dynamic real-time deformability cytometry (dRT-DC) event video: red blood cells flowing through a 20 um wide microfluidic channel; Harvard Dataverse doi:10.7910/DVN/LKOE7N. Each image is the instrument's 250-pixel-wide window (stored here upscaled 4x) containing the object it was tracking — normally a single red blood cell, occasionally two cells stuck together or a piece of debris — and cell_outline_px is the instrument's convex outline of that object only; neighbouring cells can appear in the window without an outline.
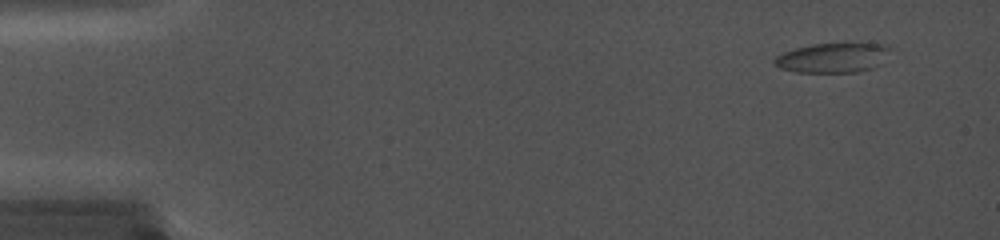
{"species": "common noctule bat (a hibernating species)", "species_latin": "Nyctalus noctula", "temperature_condition": "cold", "stored_images_in_passage": 82, "camera_frame_rate_fps": 5000, "um_per_image_px": 0.085, "animal": {"sex": "female", "body_mass_g": 19.0, "forearm_length_mm": 56.7}, "frame": {"image": 1, "passage_image": 7, "time_ms": 1.2, "image_size_px": [1000, 240], "cell_outline_px": [[892, 48], [884, 64], [872, 68], [852, 72], [800, 72], [780, 68], [772, 64], [772, 60], [776, 56], [784, 52], [796, 48], [812, 44], [844, 40], [848, 40], [888, 44]], "centroid_in_image_um": [70.9, 4.84], "position_along_channel_um": 14.1, "area_um2": 21.27}}
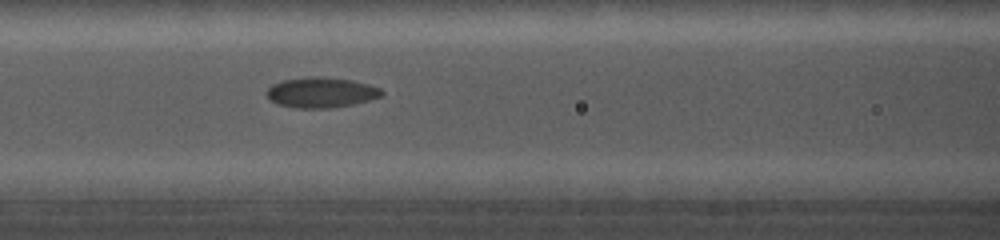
{"frame": {"image": 2, "passage_image": 42, "time_ms": 8.2, "image_size_px": [1000, 240], "cell_outline_px": [[384, 92], [380, 96], [368, 100], [352, 104], [328, 108], [296, 108], [276, 104], [268, 100], [264, 92], [272, 84], [284, 80], [308, 76], [320, 76], [352, 80], [368, 84], [380, 88]], "centroid_in_image_um": [27.23, 7.85], "position_along_channel_um": 139.4, "area_um2": 20.46}}
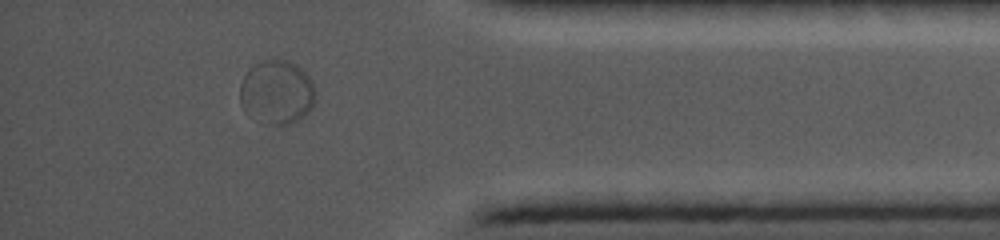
{"frame": {"image": 3, "passage_image": 81, "time_ms": 16.0, "image_size_px": [1000, 240], "cell_outline_px": [[316, 100], [296, 120], [288, 124], [264, 124], [248, 116], [244, 112], [240, 104], [240, 84], [244, 76], [256, 64], [268, 60], [288, 60], [296, 64], [312, 80], [316, 92]], "centroid_in_image_um": [23.5, 7.85], "position_along_channel_um": 411.7, "area_um2": 27.92}}